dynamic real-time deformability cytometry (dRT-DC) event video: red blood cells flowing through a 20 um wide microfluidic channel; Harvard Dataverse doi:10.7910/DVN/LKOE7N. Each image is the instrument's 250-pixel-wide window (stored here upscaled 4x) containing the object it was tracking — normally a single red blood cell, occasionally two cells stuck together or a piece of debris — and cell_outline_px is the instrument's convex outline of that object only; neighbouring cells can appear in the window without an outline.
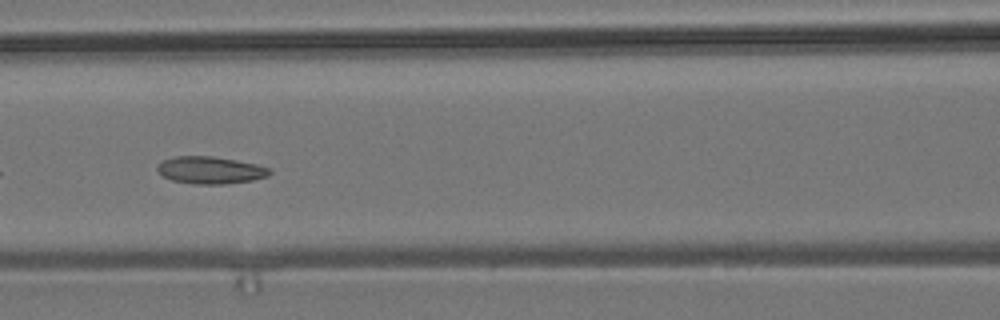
{"species": "common noctule bat (a hibernating species)", "species_latin": "Nyctalus noctula", "temperature_condition": "room temperature", "stored_images_in_passage": 8, "camera_frame_rate_fps": 3000, "um_per_image_px": 0.085, "animal": {"sex": "male", "body_mass_g": 19.2, "forearm_length_mm": 51.8}, "frame": {"image": 1, "passage_image": 6, "time_ms": 6.0, "image_size_px": [1000, 320], "cell_outline_px": [[272, 172], [268, 176], [252, 180], [224, 184], [192, 184], [172, 180], [164, 176], [156, 168], [164, 160], [176, 156], [212, 156], [236, 160], [256, 164], [272, 168]], "centroid_in_image_um": [17.93, 14.46], "position_along_channel_um": 148.7, "area_um2": 17.74}}
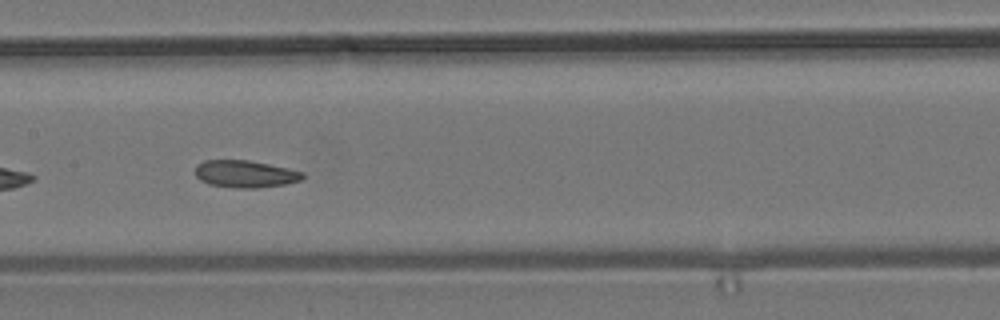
{"frame": {"image": 2, "passage_image": 7, "time_ms": 7.0, "image_size_px": [1000, 320], "cell_outline_px": [[304, 180], [284, 184], [256, 188], [236, 188], [208, 184], [200, 180], [196, 176], [196, 164], [204, 160], [248, 160], [288, 168], [304, 172]], "centroid_in_image_um": [20.85, 14.78], "position_along_channel_um": 186.6, "area_um2": 17.11}}
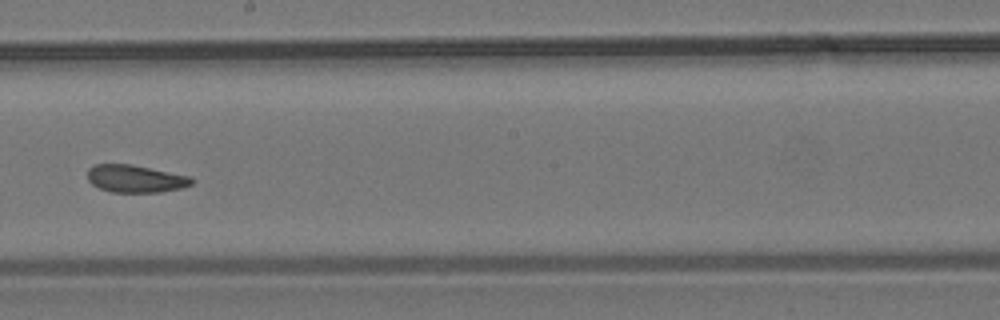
{"frame": {"image": 3, "passage_image": 8, "time_ms": 8.333, "image_size_px": [1000, 320], "cell_outline_px": [[196, 180], [192, 184], [180, 188], [160, 192], [112, 192], [100, 188], [92, 184], [88, 180], [88, 168], [92, 164], [132, 164], [192, 176]], "centroid_in_image_um": [11.54, 15.18], "position_along_channel_um": 236.7, "area_um2": 16.88}}